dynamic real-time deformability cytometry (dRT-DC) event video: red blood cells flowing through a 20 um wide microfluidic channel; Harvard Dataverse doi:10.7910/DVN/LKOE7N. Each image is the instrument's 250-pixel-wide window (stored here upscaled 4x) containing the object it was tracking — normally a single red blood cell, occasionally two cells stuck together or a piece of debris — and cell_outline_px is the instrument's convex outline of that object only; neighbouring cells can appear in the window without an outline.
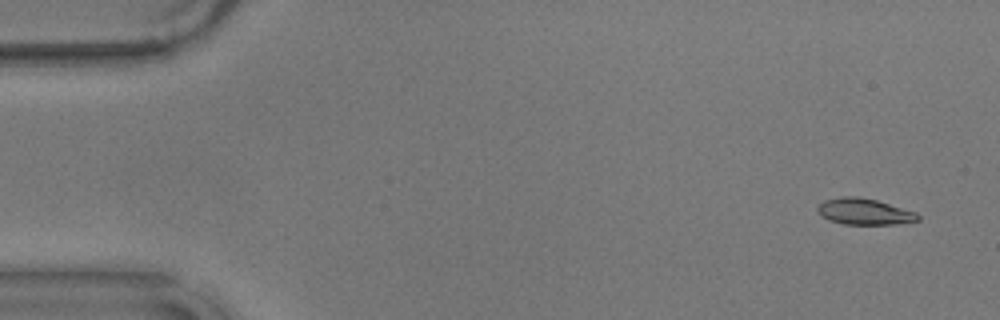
{"species": "common noctule bat (a hibernating species)", "species_latin": "Nyctalus noctula", "temperature_condition": "warm", "stored_images_in_passage": 56, "camera_frame_rate_fps": 3000, "um_per_image_px": 0.085, "animal": {"sex": "male", "body_mass_g": 17.9}, "frame": {"image": 1, "passage_image": 3, "time_ms": 0.667, "image_size_px": [1000, 320], "cell_outline_px": [[920, 220], [892, 224], [844, 224], [828, 220], [820, 216], [816, 208], [824, 200], [844, 196], [856, 196], [876, 200], [916, 212], [920, 216]], "centroid_in_image_um": [73.43, 17.98], "position_along_channel_um": 11.6, "area_um2": 15.26}}
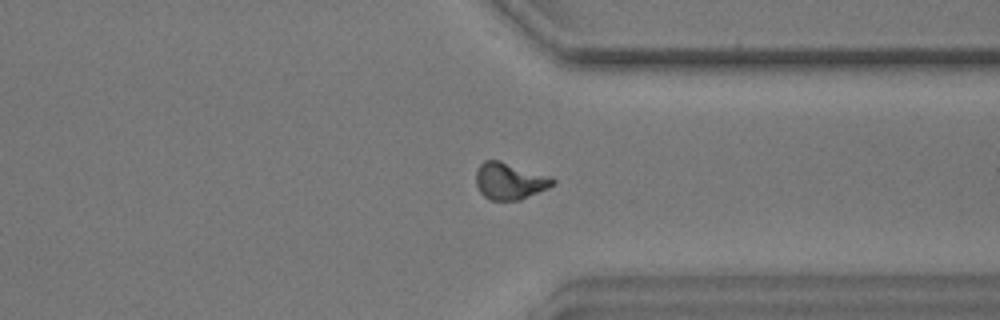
{"frame": {"image": 2, "passage_image": 43, "time_ms": 14.0, "image_size_px": [1000, 320], "cell_outline_px": [[556, 184], [548, 188], [520, 200], [492, 200], [484, 196], [480, 192], [476, 184], [476, 172], [480, 164], [484, 160], [500, 160], [552, 176], [556, 180]], "centroid_in_image_um": [43.35, 15.38], "position_along_channel_um": 368.0, "area_um2": 16.65}}
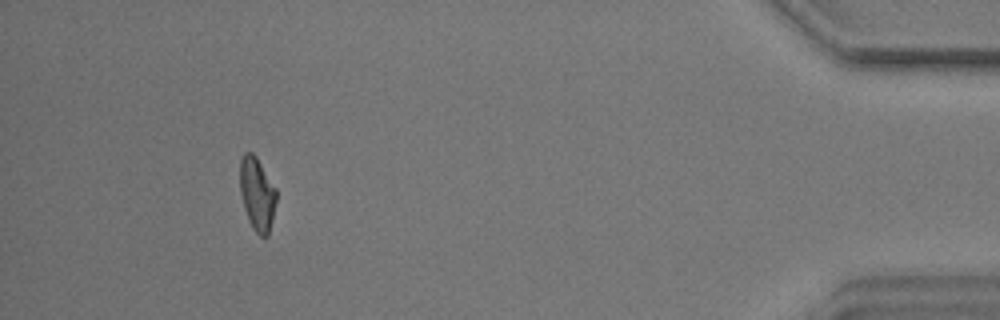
{"frame": {"image": 3, "passage_image": 52, "time_ms": 17.0, "image_size_px": [1000, 320], "cell_outline_px": [[276, 200], [272, 220], [268, 236], [260, 236], [252, 228], [248, 220], [244, 208], [240, 192], [240, 160], [244, 152], [252, 152], [256, 156], [276, 188]], "centroid_in_image_um": [21.84, 16.48], "position_along_channel_um": 413.4, "area_um2": 15.55}, "authors_computed_cell_mechanics": {"area_um2": 15.8083, "velocity_mm_per_s": 3.5857, "shape_relaxation_time_tau1_ms": 4.6587, "shape_relaxation_time_tau2_ms": 2.3908, "deformation_change_tau1": 0.1659, "deformation_change_tau2": 0.0827}}